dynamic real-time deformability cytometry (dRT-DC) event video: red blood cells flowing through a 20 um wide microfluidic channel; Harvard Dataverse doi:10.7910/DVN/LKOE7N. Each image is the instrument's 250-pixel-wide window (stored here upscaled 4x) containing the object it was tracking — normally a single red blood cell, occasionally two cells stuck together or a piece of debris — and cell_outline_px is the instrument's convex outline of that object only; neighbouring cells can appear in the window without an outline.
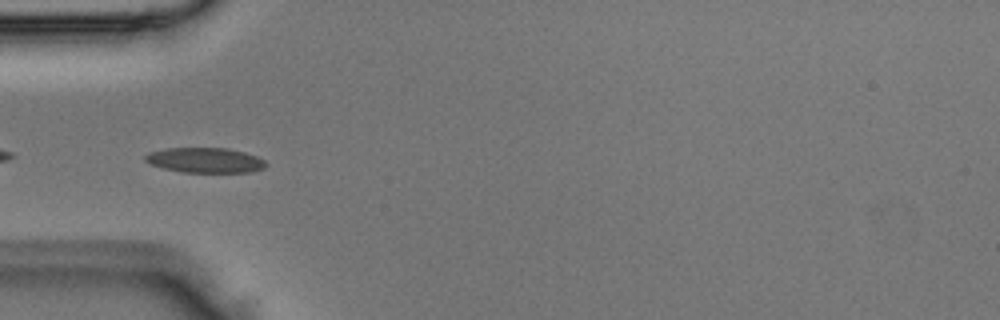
{"species": "Egyptian fruit bat (a non-hibernating species)", "species_latin": "Rousettus aegyptiacus", "temperature_condition": "room temperature", "stored_images_in_passage": 2, "camera_frame_rate_fps": 3000, "um_per_image_px": 0.085, "animal": {"sex": "male"}, "frame": {"image": 1, "passage_image": 1, "time_ms": 0.0, "image_size_px": [1000, 320], "cell_outline_px": [[268, 164], [264, 168], [252, 172], [184, 172], [164, 168], [152, 164], [144, 160], [144, 156], [148, 152], [164, 148], [228, 148], [244, 152], [256, 156], [264, 160]], "centroid_in_image_um": [17.44, 13.61], "position_along_channel_um": 67.6, "area_um2": 17.63}}